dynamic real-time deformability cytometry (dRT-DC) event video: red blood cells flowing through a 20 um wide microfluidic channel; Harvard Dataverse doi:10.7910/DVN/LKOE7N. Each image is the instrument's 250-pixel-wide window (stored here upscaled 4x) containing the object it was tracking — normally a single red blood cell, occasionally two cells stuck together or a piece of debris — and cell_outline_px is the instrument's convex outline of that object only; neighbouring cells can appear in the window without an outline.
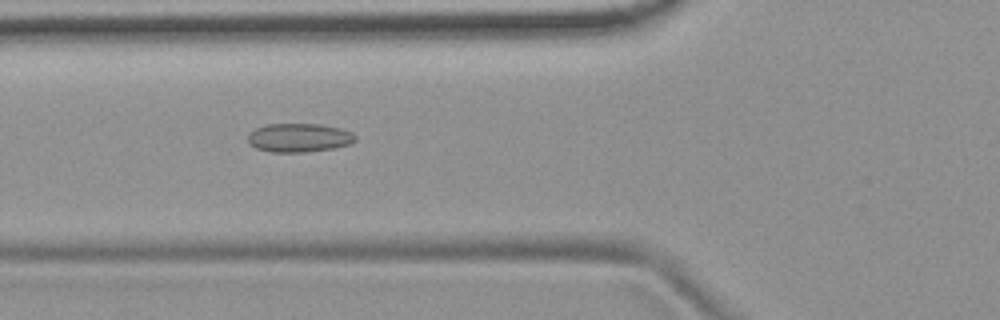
{"species": "common noctule bat (a hibernating species)", "species_latin": "Nyctalus noctula", "temperature_condition": "room temperature", "stored_images_in_passage": 37, "camera_frame_rate_fps": 3000, "um_per_image_px": 0.085, "animal": {"sex": "female", "body_mass_g": 19.9}, "frame": {"image": 1, "passage_image": 3, "time_ms": 0.667, "image_size_px": [1000, 320], "cell_outline_px": [[356, 140], [348, 144], [336, 148], [308, 152], [268, 152], [256, 148], [248, 140], [248, 136], [256, 128], [264, 124], [320, 124], [340, 128], [352, 132], [356, 136]], "centroid_in_image_um": [25.44, 11.71], "position_along_channel_um": 100.4, "area_um2": 18.03}}
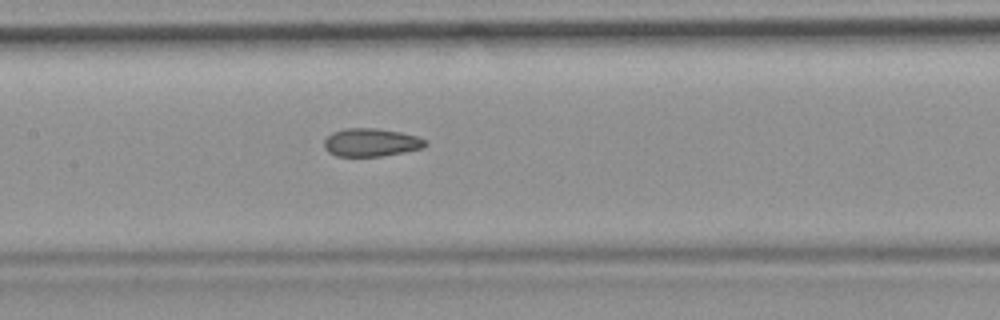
{"frame": {"image": 2, "passage_image": 9, "time_ms": 2.667, "image_size_px": [1000, 320], "cell_outline_px": [[428, 144], [424, 148], [404, 152], [380, 156], [336, 156], [328, 152], [324, 148], [324, 140], [332, 132], [344, 128], [376, 128], [400, 132], [416, 136], [424, 140]], "centroid_in_image_um": [31.52, 12.1], "position_along_channel_um": 175.9, "area_um2": 16.59}}
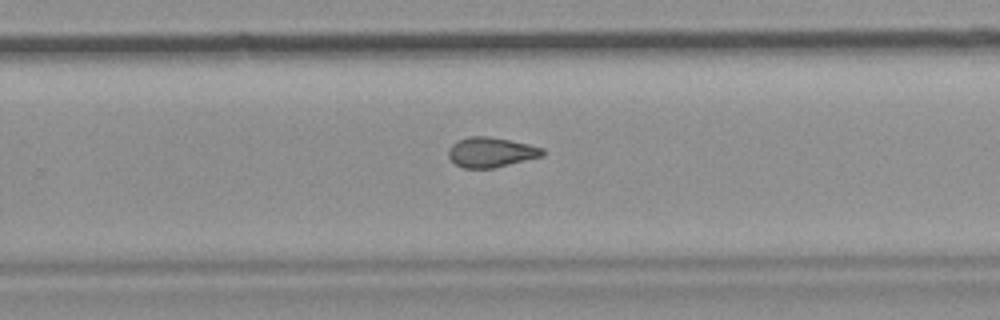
{"frame": {"image": 3, "passage_image": 18, "time_ms": 5.667, "image_size_px": [1000, 320], "cell_outline_px": [[544, 156], [492, 168], [464, 168], [456, 164], [448, 156], [448, 148], [452, 144], [468, 136], [488, 136], [528, 144], [544, 148]], "centroid_in_image_um": [41.74, 12.94], "position_along_channel_um": 288.1, "area_um2": 16.3}}